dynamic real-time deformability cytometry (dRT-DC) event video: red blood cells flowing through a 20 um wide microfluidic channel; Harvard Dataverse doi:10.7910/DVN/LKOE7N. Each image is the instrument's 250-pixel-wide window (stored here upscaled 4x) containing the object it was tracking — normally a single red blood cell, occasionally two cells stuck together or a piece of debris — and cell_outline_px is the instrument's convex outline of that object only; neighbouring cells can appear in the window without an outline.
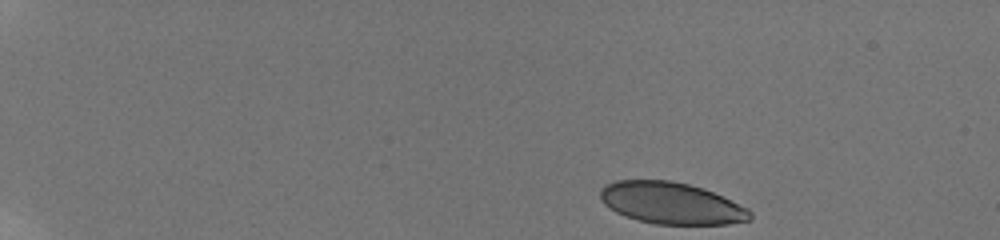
{"species": "human", "species_latin": "Homo sapiens", "temperature_condition": "room temperature", "stored_images_in_passage": 9, "camera_frame_rate_fps": 3000, "um_per_image_px": 0.085, "donor": {"sex": "male"}, "frame": {"image": 1, "passage_image": 1, "time_ms": 0.0, "image_size_px": [1000, 240], "cell_outline_px": [[752, 220], [728, 224], [656, 224], [624, 216], [616, 212], [604, 204], [600, 200], [600, 188], [604, 184], [616, 180], [672, 180], [704, 188], [748, 208], [752, 212]], "centroid_in_image_um": [57.05, 17.26], "position_along_channel_um": 28.0, "area_um2": 36.59}}
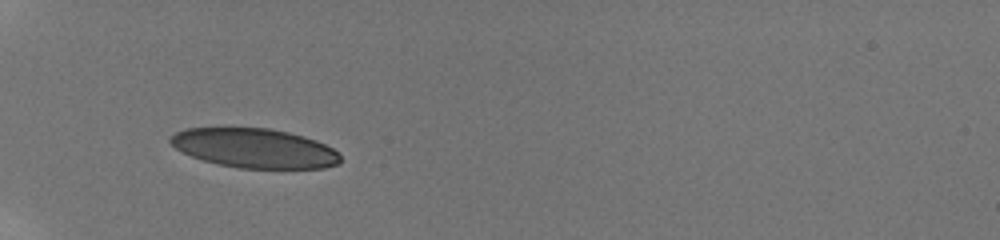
{"frame": {"image": 2, "passage_image": 7, "time_ms": 4.0, "image_size_px": [1000, 240], "cell_outline_px": [[340, 164], [324, 168], [240, 168], [220, 164], [204, 160], [192, 156], [176, 148], [168, 140], [176, 132], [184, 128], [268, 128], [288, 132], [304, 136], [316, 140], [340, 152]], "centroid_in_image_um": [21.67, 12.59], "position_along_channel_um": 63.3, "area_um2": 38.84}}